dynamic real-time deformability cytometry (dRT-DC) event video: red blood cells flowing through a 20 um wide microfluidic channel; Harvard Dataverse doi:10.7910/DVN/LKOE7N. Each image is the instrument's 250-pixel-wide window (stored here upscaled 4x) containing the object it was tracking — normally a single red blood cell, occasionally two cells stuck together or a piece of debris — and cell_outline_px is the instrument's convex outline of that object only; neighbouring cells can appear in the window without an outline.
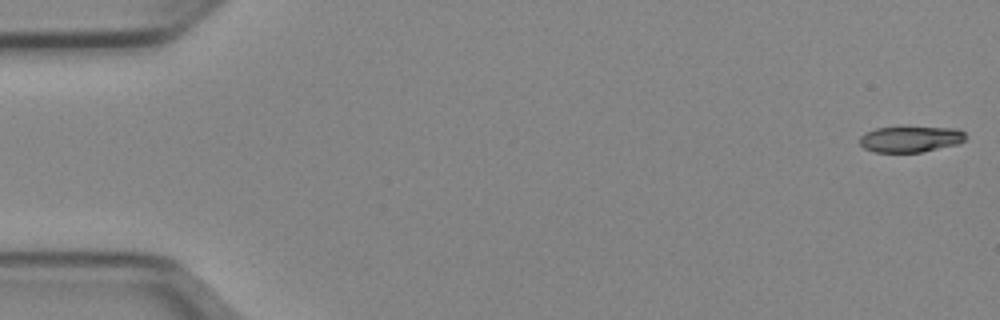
{"species": "Egyptian fruit bat (a non-hibernating species)", "species_latin": "Rousettus aegyptiacus", "temperature_condition": "cold", "stored_images_in_passage": 15, "camera_frame_rate_fps": 3000, "um_per_image_px": 0.085, "animal": {"sex": "female"}, "frame": {"image": 1, "passage_image": 1, "time_ms": 0.0, "image_size_px": [1000, 320], "cell_outline_px": [[964, 140], [960, 144], [920, 152], [872, 152], [864, 148], [860, 144], [860, 136], [864, 132], [876, 128], [956, 128], [964, 132]], "centroid_in_image_um": [77.36, 11.84], "position_along_channel_um": 7.6, "area_um2": 15.84}}
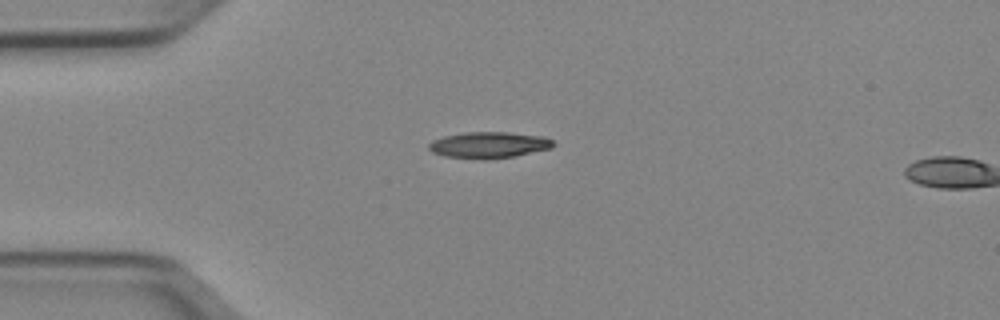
{"frame": {"image": 2, "passage_image": 13, "time_ms": 4.0, "image_size_px": [1000, 320], "cell_outline_px": [[556, 144], [552, 148], [516, 156], [488, 160], [480, 160], [444, 156], [432, 152], [428, 148], [428, 144], [432, 140], [444, 136], [468, 132], [508, 132], [544, 136], [552, 140]], "centroid_in_image_um": [41.57, 12.33], "position_along_channel_um": 43.4, "area_um2": 19.36}}